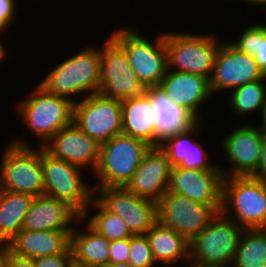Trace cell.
I'll return each instance as SVG.
<instances>
[{
    "label": "cell",
    "instance_id": "1",
    "mask_svg": "<svg viewBox=\"0 0 266 267\" xmlns=\"http://www.w3.org/2000/svg\"><path fill=\"white\" fill-rule=\"evenodd\" d=\"M79 51L57 64L38 85L48 94L68 98L73 103L79 101L76 98L78 96H81L82 100L89 95L99 93L102 71L101 48L88 45Z\"/></svg>",
    "mask_w": 266,
    "mask_h": 267
},
{
    "label": "cell",
    "instance_id": "2",
    "mask_svg": "<svg viewBox=\"0 0 266 267\" xmlns=\"http://www.w3.org/2000/svg\"><path fill=\"white\" fill-rule=\"evenodd\" d=\"M221 213L242 228L266 229V183L251 176L224 177Z\"/></svg>",
    "mask_w": 266,
    "mask_h": 267
},
{
    "label": "cell",
    "instance_id": "3",
    "mask_svg": "<svg viewBox=\"0 0 266 267\" xmlns=\"http://www.w3.org/2000/svg\"><path fill=\"white\" fill-rule=\"evenodd\" d=\"M12 139L0 159V190L38 196L44 194L41 146L35 148L27 139ZM26 140V141H25Z\"/></svg>",
    "mask_w": 266,
    "mask_h": 267
},
{
    "label": "cell",
    "instance_id": "4",
    "mask_svg": "<svg viewBox=\"0 0 266 267\" xmlns=\"http://www.w3.org/2000/svg\"><path fill=\"white\" fill-rule=\"evenodd\" d=\"M134 28H116L110 37L126 52L131 68L142 85L145 88L159 86L168 70L165 33L157 35L151 42Z\"/></svg>",
    "mask_w": 266,
    "mask_h": 267
},
{
    "label": "cell",
    "instance_id": "5",
    "mask_svg": "<svg viewBox=\"0 0 266 267\" xmlns=\"http://www.w3.org/2000/svg\"><path fill=\"white\" fill-rule=\"evenodd\" d=\"M31 93V94H30ZM29 96L21 98L17 113L24 127L42 139L43 147L61 129L73 122L74 103L65 97L48 94L38 84Z\"/></svg>",
    "mask_w": 266,
    "mask_h": 267
},
{
    "label": "cell",
    "instance_id": "6",
    "mask_svg": "<svg viewBox=\"0 0 266 267\" xmlns=\"http://www.w3.org/2000/svg\"><path fill=\"white\" fill-rule=\"evenodd\" d=\"M151 148L145 141L125 134L114 136L101 144L93 174L99 181L93 187H125Z\"/></svg>",
    "mask_w": 266,
    "mask_h": 267
},
{
    "label": "cell",
    "instance_id": "7",
    "mask_svg": "<svg viewBox=\"0 0 266 267\" xmlns=\"http://www.w3.org/2000/svg\"><path fill=\"white\" fill-rule=\"evenodd\" d=\"M244 228L221 212L189 242L190 267L233 264Z\"/></svg>",
    "mask_w": 266,
    "mask_h": 267
},
{
    "label": "cell",
    "instance_id": "8",
    "mask_svg": "<svg viewBox=\"0 0 266 267\" xmlns=\"http://www.w3.org/2000/svg\"><path fill=\"white\" fill-rule=\"evenodd\" d=\"M222 41L207 33L165 32L168 69L201 75L210 80Z\"/></svg>",
    "mask_w": 266,
    "mask_h": 267
},
{
    "label": "cell",
    "instance_id": "9",
    "mask_svg": "<svg viewBox=\"0 0 266 267\" xmlns=\"http://www.w3.org/2000/svg\"><path fill=\"white\" fill-rule=\"evenodd\" d=\"M44 194L68 202L83 215L94 197L93 186L84 181L82 167L50 155L41 147Z\"/></svg>",
    "mask_w": 266,
    "mask_h": 267
},
{
    "label": "cell",
    "instance_id": "10",
    "mask_svg": "<svg viewBox=\"0 0 266 267\" xmlns=\"http://www.w3.org/2000/svg\"><path fill=\"white\" fill-rule=\"evenodd\" d=\"M221 209L222 206L196 203L188 197L167 190L157 201V222L173 229L190 242Z\"/></svg>",
    "mask_w": 266,
    "mask_h": 267
},
{
    "label": "cell",
    "instance_id": "11",
    "mask_svg": "<svg viewBox=\"0 0 266 267\" xmlns=\"http://www.w3.org/2000/svg\"><path fill=\"white\" fill-rule=\"evenodd\" d=\"M73 123L99 144L122 134L121 100L95 93L74 103Z\"/></svg>",
    "mask_w": 266,
    "mask_h": 267
},
{
    "label": "cell",
    "instance_id": "12",
    "mask_svg": "<svg viewBox=\"0 0 266 267\" xmlns=\"http://www.w3.org/2000/svg\"><path fill=\"white\" fill-rule=\"evenodd\" d=\"M94 198L120 216L133 235H145L157 223V202L138 197L126 187H93Z\"/></svg>",
    "mask_w": 266,
    "mask_h": 267
},
{
    "label": "cell",
    "instance_id": "13",
    "mask_svg": "<svg viewBox=\"0 0 266 267\" xmlns=\"http://www.w3.org/2000/svg\"><path fill=\"white\" fill-rule=\"evenodd\" d=\"M101 70L99 93L103 96L122 101L146 91L126 52L110 36L101 47Z\"/></svg>",
    "mask_w": 266,
    "mask_h": 267
},
{
    "label": "cell",
    "instance_id": "14",
    "mask_svg": "<svg viewBox=\"0 0 266 267\" xmlns=\"http://www.w3.org/2000/svg\"><path fill=\"white\" fill-rule=\"evenodd\" d=\"M264 77L253 56L238 51L227 40L221 42L210 78L212 94L232 90Z\"/></svg>",
    "mask_w": 266,
    "mask_h": 267
},
{
    "label": "cell",
    "instance_id": "15",
    "mask_svg": "<svg viewBox=\"0 0 266 267\" xmlns=\"http://www.w3.org/2000/svg\"><path fill=\"white\" fill-rule=\"evenodd\" d=\"M242 124L229 131L220 143L227 162H230V168L227 169L219 165L223 177L251 176L257 170L263 133L256 126Z\"/></svg>",
    "mask_w": 266,
    "mask_h": 267
},
{
    "label": "cell",
    "instance_id": "16",
    "mask_svg": "<svg viewBox=\"0 0 266 267\" xmlns=\"http://www.w3.org/2000/svg\"><path fill=\"white\" fill-rule=\"evenodd\" d=\"M221 170H194L171 167L168 190L191 201L208 206H222Z\"/></svg>",
    "mask_w": 266,
    "mask_h": 267
},
{
    "label": "cell",
    "instance_id": "17",
    "mask_svg": "<svg viewBox=\"0 0 266 267\" xmlns=\"http://www.w3.org/2000/svg\"><path fill=\"white\" fill-rule=\"evenodd\" d=\"M43 147L53 157L86 170L90 168L93 172L99 159L101 144L72 122L54 135Z\"/></svg>",
    "mask_w": 266,
    "mask_h": 267
},
{
    "label": "cell",
    "instance_id": "18",
    "mask_svg": "<svg viewBox=\"0 0 266 267\" xmlns=\"http://www.w3.org/2000/svg\"><path fill=\"white\" fill-rule=\"evenodd\" d=\"M158 87L171 101L186 109L197 121L203 119L201 108L206 101L211 100L210 97H213L210 80L192 73L168 69Z\"/></svg>",
    "mask_w": 266,
    "mask_h": 267
},
{
    "label": "cell",
    "instance_id": "19",
    "mask_svg": "<svg viewBox=\"0 0 266 267\" xmlns=\"http://www.w3.org/2000/svg\"><path fill=\"white\" fill-rule=\"evenodd\" d=\"M76 223L83 224L82 215L74 207L68 202L42 194L33 198L21 230L73 231L74 227H78Z\"/></svg>",
    "mask_w": 266,
    "mask_h": 267
},
{
    "label": "cell",
    "instance_id": "20",
    "mask_svg": "<svg viewBox=\"0 0 266 267\" xmlns=\"http://www.w3.org/2000/svg\"><path fill=\"white\" fill-rule=\"evenodd\" d=\"M170 170L166 153L159 146L151 147L125 187L138 197L157 202L168 190Z\"/></svg>",
    "mask_w": 266,
    "mask_h": 267
},
{
    "label": "cell",
    "instance_id": "21",
    "mask_svg": "<svg viewBox=\"0 0 266 267\" xmlns=\"http://www.w3.org/2000/svg\"><path fill=\"white\" fill-rule=\"evenodd\" d=\"M72 231L21 230L9 244V250L22 257L36 259L66 253L70 249Z\"/></svg>",
    "mask_w": 266,
    "mask_h": 267
},
{
    "label": "cell",
    "instance_id": "22",
    "mask_svg": "<svg viewBox=\"0 0 266 267\" xmlns=\"http://www.w3.org/2000/svg\"><path fill=\"white\" fill-rule=\"evenodd\" d=\"M151 100L156 123V147L168 136L185 131L197 120L183 107L171 101L158 87H148L145 91Z\"/></svg>",
    "mask_w": 266,
    "mask_h": 267
},
{
    "label": "cell",
    "instance_id": "23",
    "mask_svg": "<svg viewBox=\"0 0 266 267\" xmlns=\"http://www.w3.org/2000/svg\"><path fill=\"white\" fill-rule=\"evenodd\" d=\"M122 133L156 147V123L150 96L143 94L121 101Z\"/></svg>",
    "mask_w": 266,
    "mask_h": 267
},
{
    "label": "cell",
    "instance_id": "24",
    "mask_svg": "<svg viewBox=\"0 0 266 267\" xmlns=\"http://www.w3.org/2000/svg\"><path fill=\"white\" fill-rule=\"evenodd\" d=\"M80 232L74 228L70 234V250L74 267H107L110 241L88 223Z\"/></svg>",
    "mask_w": 266,
    "mask_h": 267
},
{
    "label": "cell",
    "instance_id": "25",
    "mask_svg": "<svg viewBox=\"0 0 266 267\" xmlns=\"http://www.w3.org/2000/svg\"><path fill=\"white\" fill-rule=\"evenodd\" d=\"M156 264L172 266L179 262H190L189 242L173 229L158 222L145 234ZM160 262V263H159ZM162 262V263H161ZM172 264V265H171Z\"/></svg>",
    "mask_w": 266,
    "mask_h": 267
},
{
    "label": "cell",
    "instance_id": "26",
    "mask_svg": "<svg viewBox=\"0 0 266 267\" xmlns=\"http://www.w3.org/2000/svg\"><path fill=\"white\" fill-rule=\"evenodd\" d=\"M34 196L0 190V241L9 242L22 229Z\"/></svg>",
    "mask_w": 266,
    "mask_h": 267
},
{
    "label": "cell",
    "instance_id": "27",
    "mask_svg": "<svg viewBox=\"0 0 266 267\" xmlns=\"http://www.w3.org/2000/svg\"><path fill=\"white\" fill-rule=\"evenodd\" d=\"M90 208L96 209V214H93L91 217H89V214H91ZM82 222L88 223L108 241H115L133 236L125 221L120 216L107 211L94 197L85 213L82 215Z\"/></svg>",
    "mask_w": 266,
    "mask_h": 267
},
{
    "label": "cell",
    "instance_id": "28",
    "mask_svg": "<svg viewBox=\"0 0 266 267\" xmlns=\"http://www.w3.org/2000/svg\"><path fill=\"white\" fill-rule=\"evenodd\" d=\"M232 265L266 267V229L244 230Z\"/></svg>",
    "mask_w": 266,
    "mask_h": 267
},
{
    "label": "cell",
    "instance_id": "29",
    "mask_svg": "<svg viewBox=\"0 0 266 267\" xmlns=\"http://www.w3.org/2000/svg\"><path fill=\"white\" fill-rule=\"evenodd\" d=\"M266 98V76L231 90L229 105L236 116L260 112Z\"/></svg>",
    "mask_w": 266,
    "mask_h": 267
},
{
    "label": "cell",
    "instance_id": "30",
    "mask_svg": "<svg viewBox=\"0 0 266 267\" xmlns=\"http://www.w3.org/2000/svg\"><path fill=\"white\" fill-rule=\"evenodd\" d=\"M228 42L238 51L253 56L260 71L266 76V25L264 23L248 25L237 41L228 39Z\"/></svg>",
    "mask_w": 266,
    "mask_h": 267
},
{
    "label": "cell",
    "instance_id": "31",
    "mask_svg": "<svg viewBox=\"0 0 266 267\" xmlns=\"http://www.w3.org/2000/svg\"><path fill=\"white\" fill-rule=\"evenodd\" d=\"M202 123L204 124L202 121H197L185 131L168 136L161 142L159 147L166 153L171 167L178 166L184 158H187L188 142H196L204 127Z\"/></svg>",
    "mask_w": 266,
    "mask_h": 267
},
{
    "label": "cell",
    "instance_id": "32",
    "mask_svg": "<svg viewBox=\"0 0 266 267\" xmlns=\"http://www.w3.org/2000/svg\"><path fill=\"white\" fill-rule=\"evenodd\" d=\"M203 147L197 141L188 142L187 158H184L178 166L194 170H221L219 164L216 165L215 161L210 160L209 152Z\"/></svg>",
    "mask_w": 266,
    "mask_h": 267
},
{
    "label": "cell",
    "instance_id": "33",
    "mask_svg": "<svg viewBox=\"0 0 266 267\" xmlns=\"http://www.w3.org/2000/svg\"><path fill=\"white\" fill-rule=\"evenodd\" d=\"M129 263L133 267H154L156 262L145 235L130 237Z\"/></svg>",
    "mask_w": 266,
    "mask_h": 267
},
{
    "label": "cell",
    "instance_id": "34",
    "mask_svg": "<svg viewBox=\"0 0 266 267\" xmlns=\"http://www.w3.org/2000/svg\"><path fill=\"white\" fill-rule=\"evenodd\" d=\"M130 238L110 241L109 264L129 262Z\"/></svg>",
    "mask_w": 266,
    "mask_h": 267
},
{
    "label": "cell",
    "instance_id": "35",
    "mask_svg": "<svg viewBox=\"0 0 266 267\" xmlns=\"http://www.w3.org/2000/svg\"><path fill=\"white\" fill-rule=\"evenodd\" d=\"M36 267H74L71 250L54 256H43L34 259Z\"/></svg>",
    "mask_w": 266,
    "mask_h": 267
},
{
    "label": "cell",
    "instance_id": "36",
    "mask_svg": "<svg viewBox=\"0 0 266 267\" xmlns=\"http://www.w3.org/2000/svg\"><path fill=\"white\" fill-rule=\"evenodd\" d=\"M16 0H0V31H6L15 22Z\"/></svg>",
    "mask_w": 266,
    "mask_h": 267
},
{
    "label": "cell",
    "instance_id": "37",
    "mask_svg": "<svg viewBox=\"0 0 266 267\" xmlns=\"http://www.w3.org/2000/svg\"><path fill=\"white\" fill-rule=\"evenodd\" d=\"M4 267H36L32 258L18 256L10 250L7 253Z\"/></svg>",
    "mask_w": 266,
    "mask_h": 267
},
{
    "label": "cell",
    "instance_id": "38",
    "mask_svg": "<svg viewBox=\"0 0 266 267\" xmlns=\"http://www.w3.org/2000/svg\"><path fill=\"white\" fill-rule=\"evenodd\" d=\"M251 177L258 179L266 178V134H263L261 156L257 170L251 175Z\"/></svg>",
    "mask_w": 266,
    "mask_h": 267
},
{
    "label": "cell",
    "instance_id": "39",
    "mask_svg": "<svg viewBox=\"0 0 266 267\" xmlns=\"http://www.w3.org/2000/svg\"><path fill=\"white\" fill-rule=\"evenodd\" d=\"M261 122L260 125L256 126L263 134H266V98L261 108Z\"/></svg>",
    "mask_w": 266,
    "mask_h": 267
},
{
    "label": "cell",
    "instance_id": "40",
    "mask_svg": "<svg viewBox=\"0 0 266 267\" xmlns=\"http://www.w3.org/2000/svg\"><path fill=\"white\" fill-rule=\"evenodd\" d=\"M8 251H9V244L7 242L0 241V267H4Z\"/></svg>",
    "mask_w": 266,
    "mask_h": 267
},
{
    "label": "cell",
    "instance_id": "41",
    "mask_svg": "<svg viewBox=\"0 0 266 267\" xmlns=\"http://www.w3.org/2000/svg\"><path fill=\"white\" fill-rule=\"evenodd\" d=\"M2 32L0 31V62H2L3 61V59L5 58V56L7 55L6 53V48H5V46H3L4 44L2 43L3 41H2V34H1Z\"/></svg>",
    "mask_w": 266,
    "mask_h": 267
},
{
    "label": "cell",
    "instance_id": "42",
    "mask_svg": "<svg viewBox=\"0 0 266 267\" xmlns=\"http://www.w3.org/2000/svg\"><path fill=\"white\" fill-rule=\"evenodd\" d=\"M242 1V0H241ZM245 2H248L250 4H254V6L256 5H260V6H264L263 9L265 8L266 10V0H243Z\"/></svg>",
    "mask_w": 266,
    "mask_h": 267
},
{
    "label": "cell",
    "instance_id": "43",
    "mask_svg": "<svg viewBox=\"0 0 266 267\" xmlns=\"http://www.w3.org/2000/svg\"><path fill=\"white\" fill-rule=\"evenodd\" d=\"M107 267H133V266L129 262H126V263L109 264Z\"/></svg>",
    "mask_w": 266,
    "mask_h": 267
},
{
    "label": "cell",
    "instance_id": "44",
    "mask_svg": "<svg viewBox=\"0 0 266 267\" xmlns=\"http://www.w3.org/2000/svg\"><path fill=\"white\" fill-rule=\"evenodd\" d=\"M210 267H234V266L231 264V265H225V266H210Z\"/></svg>",
    "mask_w": 266,
    "mask_h": 267
}]
</instances>
